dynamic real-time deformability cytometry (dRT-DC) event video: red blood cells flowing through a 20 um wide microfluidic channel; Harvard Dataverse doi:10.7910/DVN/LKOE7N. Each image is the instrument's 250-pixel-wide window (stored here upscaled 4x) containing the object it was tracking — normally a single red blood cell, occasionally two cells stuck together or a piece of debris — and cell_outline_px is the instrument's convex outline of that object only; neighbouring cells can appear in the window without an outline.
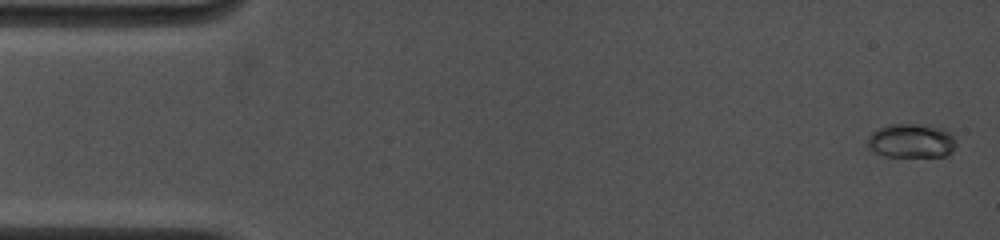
{"species": "common noctule bat (a hibernating species)", "species_latin": "Nyctalus noctula", "temperature_condition": "cold", "stored_images_in_passage": 37, "camera_frame_rate_fps": 4500, "um_per_image_px": 0.085, "animal": {"sex": "female", "body_mass_g": 19.0, "forearm_length_mm": 53.3}, "frame": {"image": 1, "passage_image": 1, "time_ms": 0.0, "image_size_px": [1000, 240], "cell_outline_px": [[956, 144], [952, 152], [948, 156], [884, 156], [876, 152], [868, 144], [868, 136], [872, 132], [888, 124], [920, 124], [944, 128], [952, 136]], "centroid_in_image_um": [77.49, 11.96], "position_along_channel_um": 7.5, "area_um2": 17.46}}
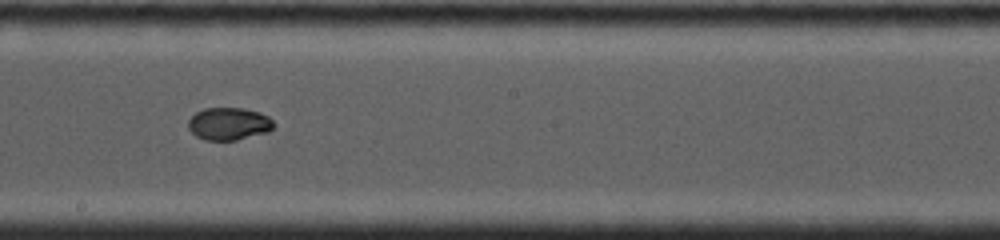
{"frame": {"image": 2, "passage_image": 18, "time_ms": 8.889, "image_size_px": [1000, 240], "cell_outline_px": [[272, 128], [268, 132], [236, 140], [204, 140], [196, 136], [188, 128], [188, 120], [196, 112], [204, 108], [240, 108], [260, 112], [268, 116], [272, 120]], "centroid_in_image_um": [19.42, 10.52], "position_along_channel_um": 228.8, "area_um2": 16.13}}
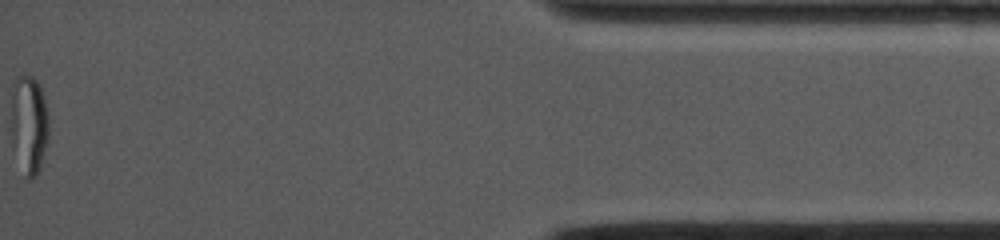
{"frame": {"image": 3, "passage_image": 37, "time_ms": 15.778, "image_size_px": [1000, 240], "cell_outline_px": [[48, 136], [40, 168], [32, 180], [28, 180], [12, 144], [12, 84], [16, 76], [32, 76], [36, 80], [40, 88], [44, 100], [48, 116]], "centroid_in_image_um": [2.46, 10.54], "position_along_channel_um": 432.7, "area_um2": 21.15}, "authors_computed_cell_mechanics": {"area_um2": 16.5308, "velocity_mm_per_s": 3.9574, "shape_relaxation_time_tau1_ms": 6.8228, "shape_relaxation_time_tau2_ms": null, "deformation_change_tau1": 0.1736, "deformation_change_tau2": null}}